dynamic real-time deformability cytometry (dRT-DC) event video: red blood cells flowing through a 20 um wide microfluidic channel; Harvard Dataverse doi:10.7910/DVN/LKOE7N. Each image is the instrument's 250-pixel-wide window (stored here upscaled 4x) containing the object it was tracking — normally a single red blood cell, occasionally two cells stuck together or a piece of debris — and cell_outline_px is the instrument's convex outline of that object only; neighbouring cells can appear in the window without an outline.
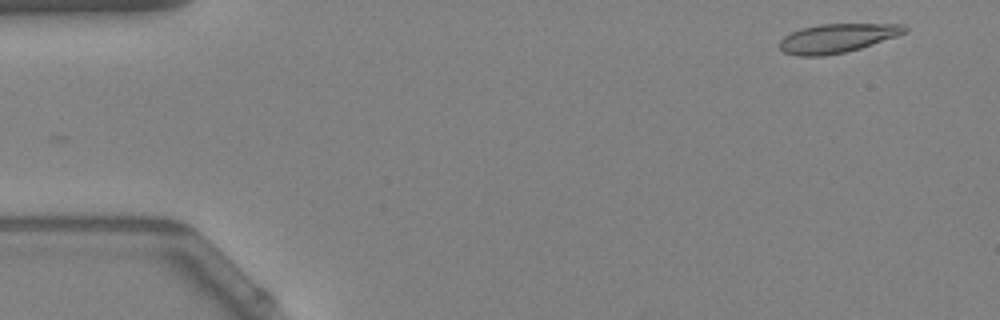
{"species": "Egyptian fruit bat (a non-hibernating species)", "species_latin": "Rousettus aegyptiacus", "temperature_condition": "warm", "stored_images_in_passage": 8, "camera_frame_rate_fps": 3000, "um_per_image_px": 0.085, "animal": {"sex": "female"}, "frame": {"image": 1, "passage_image": 3, "time_ms": 0.667, "image_size_px": [1000, 320], "cell_outline_px": [[908, 32], [860, 48], [844, 52], [824, 56], [800, 56], [784, 52], [780, 48], [780, 40], [784, 36], [800, 28], [820, 24], [904, 24], [908, 28]], "centroid_in_image_um": [71.16, 3.24], "position_along_channel_um": 13.8, "area_um2": 20.98}}